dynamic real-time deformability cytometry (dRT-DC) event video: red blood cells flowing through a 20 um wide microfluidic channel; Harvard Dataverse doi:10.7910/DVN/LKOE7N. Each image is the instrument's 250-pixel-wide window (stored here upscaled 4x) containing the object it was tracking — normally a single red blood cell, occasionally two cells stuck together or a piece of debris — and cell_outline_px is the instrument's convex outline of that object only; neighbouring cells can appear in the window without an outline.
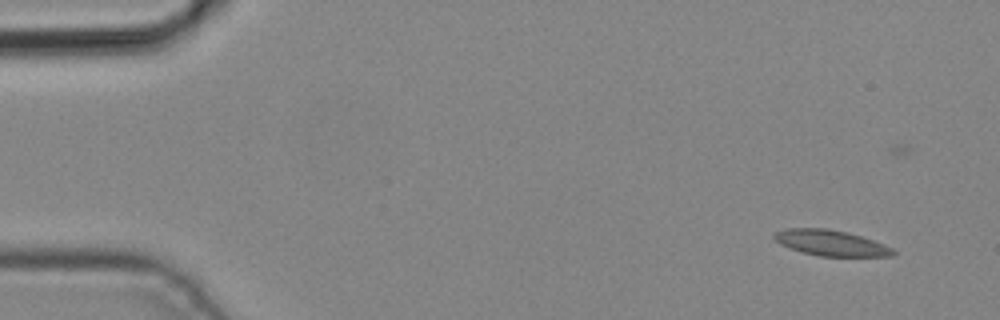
{"species": "common noctule bat (a hibernating species)", "species_latin": "Nyctalus noctula", "temperature_condition": "cold", "stored_images_in_passage": 5, "camera_frame_rate_fps": 3000, "um_per_image_px": 0.085, "animal": {"sex": "male", "body_mass_g": 19.2, "forearm_length_mm": 51.8}, "frame": {"image": 1, "passage_image": 2, "time_ms": 0.333, "image_size_px": [1000, 320], "cell_outline_px": [[896, 252], [892, 256], [820, 256], [804, 252], [780, 244], [772, 236], [776, 232], [788, 228], [828, 228], [848, 232], [884, 244], [892, 248]], "centroid_in_image_um": [70.64, 20.64], "position_along_channel_um": 14.4, "area_um2": 17.57}}
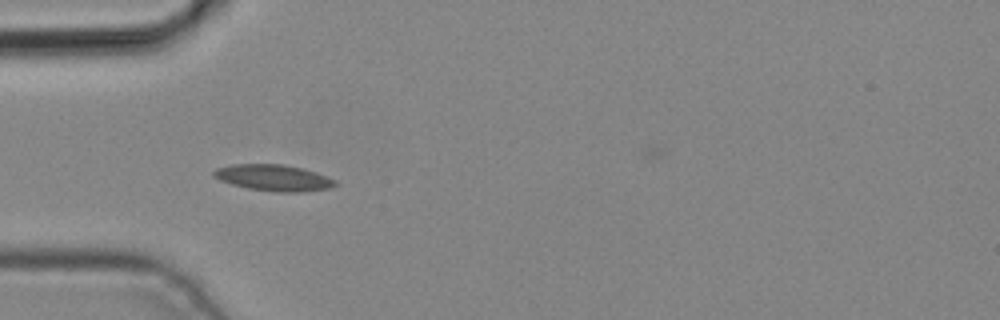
{"frame": {"image": 2, "passage_image": 4, "time_ms": 1.0, "image_size_px": [1000, 320], "cell_outline_px": [[336, 184], [328, 188], [304, 192], [276, 192], [248, 188], [232, 184], [220, 180], [212, 176], [212, 172], [216, 168], [232, 164], [280, 164], [300, 168], [316, 172], [336, 180]], "centroid_in_image_um": [23.22, 15.11], "position_along_channel_um": 61.8, "area_um2": 18.5}}
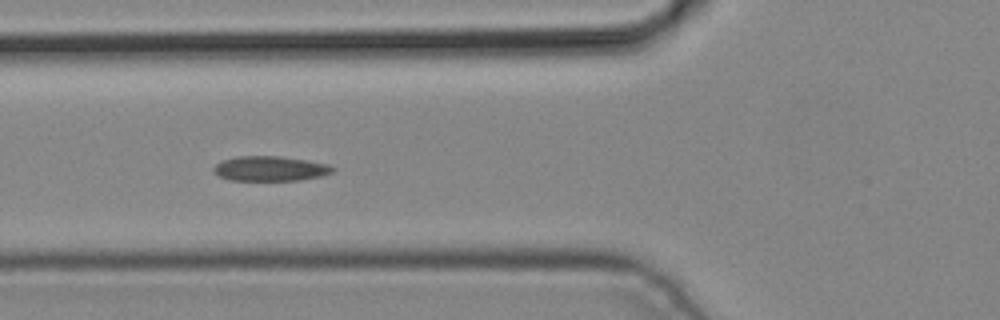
{"frame": {"image": 3, "passage_image": 5, "time_ms": 1.333, "image_size_px": [1000, 320], "cell_outline_px": [[336, 168], [332, 172], [320, 176], [300, 180], [228, 180], [212, 172], [212, 168], [220, 160], [236, 156], [280, 156], [328, 164]], "centroid_in_image_um": [22.91, 14.32], "position_along_channel_um": 102.9, "area_um2": 17.28}}